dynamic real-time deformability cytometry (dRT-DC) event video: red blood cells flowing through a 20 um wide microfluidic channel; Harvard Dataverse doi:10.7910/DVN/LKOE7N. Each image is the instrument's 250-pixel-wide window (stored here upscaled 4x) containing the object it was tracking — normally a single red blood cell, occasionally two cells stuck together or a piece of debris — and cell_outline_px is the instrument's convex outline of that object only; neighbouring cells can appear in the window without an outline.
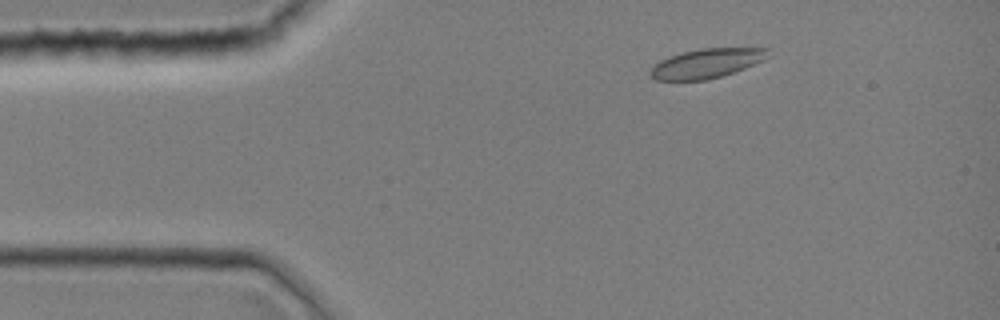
{"species": "common noctule bat (a hibernating species)", "species_latin": "Nyctalus noctula", "temperature_condition": "room temperature", "stored_images_in_passage": 41, "camera_frame_rate_fps": 3000, "um_per_image_px": 0.085, "animal": {"sex": "female", "body_mass_g": 19.0, "forearm_length_mm": 51.5}, "frame": {"image": 1, "passage_image": 6, "time_ms": 1.667, "image_size_px": [1000, 320], "cell_outline_px": [[768, 48], [764, 60], [744, 68], [708, 80], [656, 80], [648, 72], [660, 60], [668, 56], [700, 48]], "centroid_in_image_um": [60.02, 5.38], "position_along_channel_um": 25.0, "area_um2": 19.83}}
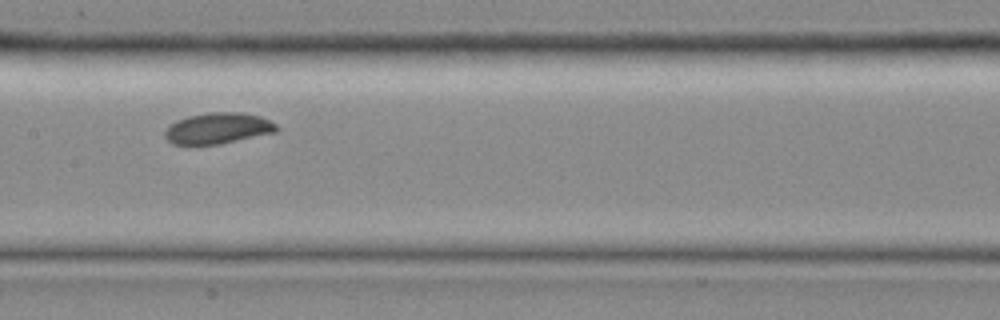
{"frame": {"image": 2, "passage_image": 21, "time_ms": 6.667, "image_size_px": [1000, 320], "cell_outline_px": [[280, 128], [276, 132], [220, 144], [172, 144], [164, 136], [164, 132], [176, 120], [188, 116], [208, 112], [240, 112], [260, 116], [276, 124]], "centroid_in_image_um": [18.54, 10.9], "position_along_channel_um": 188.9, "area_um2": 20.11}}
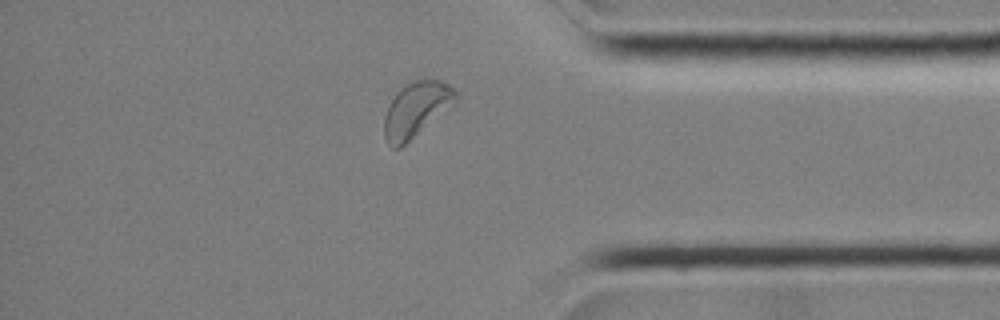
{"frame": {"image": 3, "passage_image": 36, "time_ms": 11.667, "image_size_px": [1000, 320], "cell_outline_px": [[460, 100], [400, 148], [392, 148], [388, 144], [384, 136], [384, 116], [392, 100], [408, 80], [424, 76], [440, 80], [448, 84], [456, 92]], "centroid_in_image_um": [35.41, 9.25], "position_along_channel_um": 399.8, "area_um2": 23.29}}